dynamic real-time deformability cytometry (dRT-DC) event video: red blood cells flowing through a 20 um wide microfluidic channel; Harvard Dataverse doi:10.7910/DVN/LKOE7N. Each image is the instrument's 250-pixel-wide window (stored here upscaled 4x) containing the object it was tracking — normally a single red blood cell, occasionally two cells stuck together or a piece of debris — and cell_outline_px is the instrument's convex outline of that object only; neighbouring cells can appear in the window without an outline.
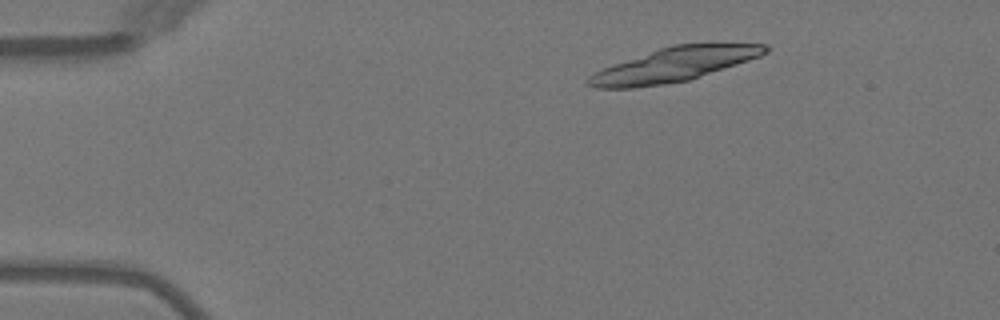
{"species": "Egyptian fruit bat (a non-hibernating species)", "species_latin": "Rousettus aegyptiacus", "temperature_condition": "warm", "stored_images_in_passage": 2, "camera_frame_rate_fps": 3000, "um_per_image_px": 0.085, "animal": {"sex": "female"}, "frame": {"image": 1, "passage_image": 2, "time_ms": 1.333, "image_size_px": [1000, 320], "cell_outline_px": [[772, 48], [768, 52], [760, 56], [688, 80], [664, 84], [632, 88], [596, 88], [584, 84], [584, 80], [588, 76], [604, 68], [660, 48], [672, 44], [768, 44]], "centroid_in_image_um": [57.28, 5.5], "position_along_channel_um": 27.7, "area_um2": 34.51}}